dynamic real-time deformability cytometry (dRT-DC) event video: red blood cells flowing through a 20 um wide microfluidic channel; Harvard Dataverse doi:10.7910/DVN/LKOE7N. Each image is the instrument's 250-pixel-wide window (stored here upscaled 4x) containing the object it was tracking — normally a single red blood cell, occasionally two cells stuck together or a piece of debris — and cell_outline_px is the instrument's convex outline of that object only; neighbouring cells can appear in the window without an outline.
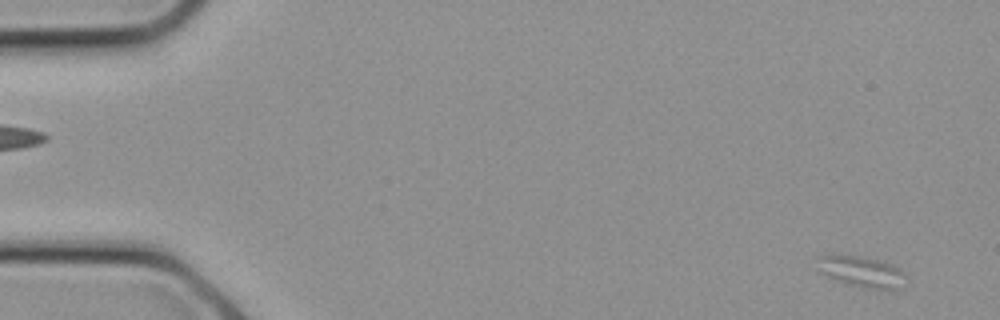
{"species": "common noctule bat (a hibernating species)", "species_latin": "Nyctalus noctula", "temperature_condition": "cold", "stored_images_in_passage": 9, "camera_frame_rate_fps": 3000, "um_per_image_px": 0.085, "animal": {"sex": "female", "body_mass_g": 21.9}, "frame": {"image": 1, "passage_image": 1, "time_ms": 0.0, "image_size_px": [1000, 320], "cell_outline_px": [[900, 272], [892, 288], [880, 288], [848, 284], [828, 276], [816, 268], [816, 256], [856, 256], [876, 260], [892, 264]], "centroid_in_image_um": [72.98, 23.02], "position_along_channel_um": 12.0, "area_um2": 14.28}}
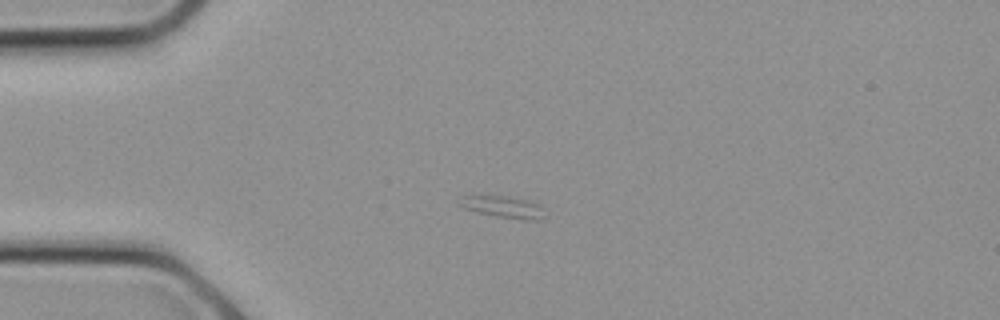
{"frame": {"image": 2, "passage_image": 6, "time_ms": 1.667, "image_size_px": [1000, 320], "cell_outline_px": [[540, 220], [520, 220], [496, 216], [476, 212], [464, 208], [460, 204], [460, 196], [508, 196], [524, 200], [536, 204], [540, 208]], "centroid_in_image_um": [42.68, 17.6], "position_along_channel_um": 42.3, "area_um2": 10.35}}